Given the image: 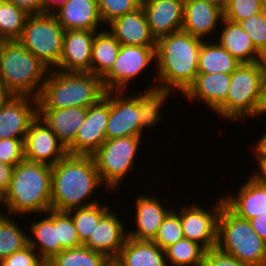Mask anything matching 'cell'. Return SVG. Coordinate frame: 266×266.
<instances>
[{"mask_svg": "<svg viewBox=\"0 0 266 266\" xmlns=\"http://www.w3.org/2000/svg\"><path fill=\"white\" fill-rule=\"evenodd\" d=\"M51 207L68 212L98 202L89 201L95 189L102 185L93 156L67 154L51 166ZM88 197V198H87ZM84 199L88 201L83 203Z\"/></svg>", "mask_w": 266, "mask_h": 266, "instance_id": "obj_1", "label": "cell"}, {"mask_svg": "<svg viewBox=\"0 0 266 266\" xmlns=\"http://www.w3.org/2000/svg\"><path fill=\"white\" fill-rule=\"evenodd\" d=\"M204 40L184 30L173 32L156 39V73L161 85L158 88L183 94L198 74L199 51Z\"/></svg>", "mask_w": 266, "mask_h": 266, "instance_id": "obj_2", "label": "cell"}, {"mask_svg": "<svg viewBox=\"0 0 266 266\" xmlns=\"http://www.w3.org/2000/svg\"><path fill=\"white\" fill-rule=\"evenodd\" d=\"M51 181L50 165L24 159L14 166L9 188L3 196L9 215L51 210Z\"/></svg>", "mask_w": 266, "mask_h": 266, "instance_id": "obj_3", "label": "cell"}, {"mask_svg": "<svg viewBox=\"0 0 266 266\" xmlns=\"http://www.w3.org/2000/svg\"><path fill=\"white\" fill-rule=\"evenodd\" d=\"M104 94L101 78L91 72L50 69L37 98L38 108H88Z\"/></svg>", "mask_w": 266, "mask_h": 266, "instance_id": "obj_4", "label": "cell"}, {"mask_svg": "<svg viewBox=\"0 0 266 266\" xmlns=\"http://www.w3.org/2000/svg\"><path fill=\"white\" fill-rule=\"evenodd\" d=\"M49 70L18 40L0 41V85L12 96L38 98Z\"/></svg>", "mask_w": 266, "mask_h": 266, "instance_id": "obj_5", "label": "cell"}, {"mask_svg": "<svg viewBox=\"0 0 266 266\" xmlns=\"http://www.w3.org/2000/svg\"><path fill=\"white\" fill-rule=\"evenodd\" d=\"M216 247L242 263L266 266V243L252 228L249 220L238 217L225 204L218 217Z\"/></svg>", "mask_w": 266, "mask_h": 266, "instance_id": "obj_6", "label": "cell"}, {"mask_svg": "<svg viewBox=\"0 0 266 266\" xmlns=\"http://www.w3.org/2000/svg\"><path fill=\"white\" fill-rule=\"evenodd\" d=\"M266 61L240 63L231 73L225 102L215 111L226 120L257 116Z\"/></svg>", "mask_w": 266, "mask_h": 266, "instance_id": "obj_7", "label": "cell"}, {"mask_svg": "<svg viewBox=\"0 0 266 266\" xmlns=\"http://www.w3.org/2000/svg\"><path fill=\"white\" fill-rule=\"evenodd\" d=\"M64 31L54 14L29 15L18 41L53 70L62 55Z\"/></svg>", "mask_w": 266, "mask_h": 266, "instance_id": "obj_8", "label": "cell"}, {"mask_svg": "<svg viewBox=\"0 0 266 266\" xmlns=\"http://www.w3.org/2000/svg\"><path fill=\"white\" fill-rule=\"evenodd\" d=\"M142 137L106 139L92 155L104 188L115 189L133 168Z\"/></svg>", "mask_w": 266, "mask_h": 266, "instance_id": "obj_9", "label": "cell"}, {"mask_svg": "<svg viewBox=\"0 0 266 266\" xmlns=\"http://www.w3.org/2000/svg\"><path fill=\"white\" fill-rule=\"evenodd\" d=\"M155 47L121 45L112 68L101 78L105 92L125 91L128 82L150 66L155 58Z\"/></svg>", "mask_w": 266, "mask_h": 266, "instance_id": "obj_10", "label": "cell"}, {"mask_svg": "<svg viewBox=\"0 0 266 266\" xmlns=\"http://www.w3.org/2000/svg\"><path fill=\"white\" fill-rule=\"evenodd\" d=\"M108 119L109 92H105L102 98L88 107L74 142L66 149L67 154L92 156L106 140Z\"/></svg>", "mask_w": 266, "mask_h": 266, "instance_id": "obj_11", "label": "cell"}, {"mask_svg": "<svg viewBox=\"0 0 266 266\" xmlns=\"http://www.w3.org/2000/svg\"><path fill=\"white\" fill-rule=\"evenodd\" d=\"M225 204L221 197L217 206L212 211L203 209L198 204L186 206L178 214L182 225L184 238L194 241L206 250L217 246L218 217L222 206Z\"/></svg>", "mask_w": 266, "mask_h": 266, "instance_id": "obj_12", "label": "cell"}, {"mask_svg": "<svg viewBox=\"0 0 266 266\" xmlns=\"http://www.w3.org/2000/svg\"><path fill=\"white\" fill-rule=\"evenodd\" d=\"M66 155L67 150L57 135L37 116L29 125L24 139L25 160L53 166Z\"/></svg>", "mask_w": 266, "mask_h": 266, "instance_id": "obj_13", "label": "cell"}, {"mask_svg": "<svg viewBox=\"0 0 266 266\" xmlns=\"http://www.w3.org/2000/svg\"><path fill=\"white\" fill-rule=\"evenodd\" d=\"M124 95V91H109V119L106 139L142 137L138 102L134 96L127 98Z\"/></svg>", "mask_w": 266, "mask_h": 266, "instance_id": "obj_14", "label": "cell"}, {"mask_svg": "<svg viewBox=\"0 0 266 266\" xmlns=\"http://www.w3.org/2000/svg\"><path fill=\"white\" fill-rule=\"evenodd\" d=\"M37 116V98L11 96L0 109V140L25 138L29 125Z\"/></svg>", "mask_w": 266, "mask_h": 266, "instance_id": "obj_15", "label": "cell"}, {"mask_svg": "<svg viewBox=\"0 0 266 266\" xmlns=\"http://www.w3.org/2000/svg\"><path fill=\"white\" fill-rule=\"evenodd\" d=\"M96 32L65 30L62 55L55 69L63 72H91V52Z\"/></svg>", "mask_w": 266, "mask_h": 266, "instance_id": "obj_16", "label": "cell"}, {"mask_svg": "<svg viewBox=\"0 0 266 266\" xmlns=\"http://www.w3.org/2000/svg\"><path fill=\"white\" fill-rule=\"evenodd\" d=\"M141 6L155 39L182 30L184 0H142Z\"/></svg>", "mask_w": 266, "mask_h": 266, "instance_id": "obj_17", "label": "cell"}, {"mask_svg": "<svg viewBox=\"0 0 266 266\" xmlns=\"http://www.w3.org/2000/svg\"><path fill=\"white\" fill-rule=\"evenodd\" d=\"M109 31L120 45L156 46L143 7L116 18L109 24Z\"/></svg>", "mask_w": 266, "mask_h": 266, "instance_id": "obj_18", "label": "cell"}, {"mask_svg": "<svg viewBox=\"0 0 266 266\" xmlns=\"http://www.w3.org/2000/svg\"><path fill=\"white\" fill-rule=\"evenodd\" d=\"M123 227L115 212L110 210L99 221L84 246L106 255L113 261L128 237V233L124 231Z\"/></svg>", "mask_w": 266, "mask_h": 266, "instance_id": "obj_19", "label": "cell"}, {"mask_svg": "<svg viewBox=\"0 0 266 266\" xmlns=\"http://www.w3.org/2000/svg\"><path fill=\"white\" fill-rule=\"evenodd\" d=\"M87 109L85 107L38 108V116L57 135L59 142L67 149L75 140L83 124Z\"/></svg>", "mask_w": 266, "mask_h": 266, "instance_id": "obj_20", "label": "cell"}, {"mask_svg": "<svg viewBox=\"0 0 266 266\" xmlns=\"http://www.w3.org/2000/svg\"><path fill=\"white\" fill-rule=\"evenodd\" d=\"M53 14L64 30L98 31L103 24L97 0H68Z\"/></svg>", "mask_w": 266, "mask_h": 266, "instance_id": "obj_21", "label": "cell"}, {"mask_svg": "<svg viewBox=\"0 0 266 266\" xmlns=\"http://www.w3.org/2000/svg\"><path fill=\"white\" fill-rule=\"evenodd\" d=\"M223 19V10L220 7L202 0H184L182 30L194 37L203 38L211 35L219 21Z\"/></svg>", "mask_w": 266, "mask_h": 266, "instance_id": "obj_22", "label": "cell"}, {"mask_svg": "<svg viewBox=\"0 0 266 266\" xmlns=\"http://www.w3.org/2000/svg\"><path fill=\"white\" fill-rule=\"evenodd\" d=\"M225 205L238 217L252 219L266 212V184L251 175L234 195L223 196Z\"/></svg>", "mask_w": 266, "mask_h": 266, "instance_id": "obj_23", "label": "cell"}, {"mask_svg": "<svg viewBox=\"0 0 266 266\" xmlns=\"http://www.w3.org/2000/svg\"><path fill=\"white\" fill-rule=\"evenodd\" d=\"M136 225L135 232L130 231L128 237L135 240L153 241L157 236L159 228L166 216L173 210L165 209L161 201L154 195L148 197L145 195L138 196L135 202Z\"/></svg>", "mask_w": 266, "mask_h": 266, "instance_id": "obj_24", "label": "cell"}, {"mask_svg": "<svg viewBox=\"0 0 266 266\" xmlns=\"http://www.w3.org/2000/svg\"><path fill=\"white\" fill-rule=\"evenodd\" d=\"M230 80L231 74L198 73L183 95L189 100L202 99L208 107L216 111L226 100Z\"/></svg>", "mask_w": 266, "mask_h": 266, "instance_id": "obj_25", "label": "cell"}, {"mask_svg": "<svg viewBox=\"0 0 266 266\" xmlns=\"http://www.w3.org/2000/svg\"><path fill=\"white\" fill-rule=\"evenodd\" d=\"M114 266H167L165 250L153 241L135 240L127 237Z\"/></svg>", "mask_w": 266, "mask_h": 266, "instance_id": "obj_26", "label": "cell"}, {"mask_svg": "<svg viewBox=\"0 0 266 266\" xmlns=\"http://www.w3.org/2000/svg\"><path fill=\"white\" fill-rule=\"evenodd\" d=\"M223 30L218 44L224 47L240 63H254L266 61V59L255 49L252 39L243 30L239 23L223 18ZM224 23V24H223Z\"/></svg>", "mask_w": 266, "mask_h": 266, "instance_id": "obj_27", "label": "cell"}, {"mask_svg": "<svg viewBox=\"0 0 266 266\" xmlns=\"http://www.w3.org/2000/svg\"><path fill=\"white\" fill-rule=\"evenodd\" d=\"M44 214L48 217H43V220H37L30 226L35 238L28 235V244L35 251L39 249V257L47 263L61 252V244L57 234V211L51 209Z\"/></svg>", "mask_w": 266, "mask_h": 266, "instance_id": "obj_28", "label": "cell"}, {"mask_svg": "<svg viewBox=\"0 0 266 266\" xmlns=\"http://www.w3.org/2000/svg\"><path fill=\"white\" fill-rule=\"evenodd\" d=\"M120 47L109 30L96 32L91 52V73L102 78L115 63Z\"/></svg>", "mask_w": 266, "mask_h": 266, "instance_id": "obj_29", "label": "cell"}, {"mask_svg": "<svg viewBox=\"0 0 266 266\" xmlns=\"http://www.w3.org/2000/svg\"><path fill=\"white\" fill-rule=\"evenodd\" d=\"M240 65L224 47L217 43L202 42L199 51L198 73H226L231 74Z\"/></svg>", "mask_w": 266, "mask_h": 266, "instance_id": "obj_30", "label": "cell"}, {"mask_svg": "<svg viewBox=\"0 0 266 266\" xmlns=\"http://www.w3.org/2000/svg\"><path fill=\"white\" fill-rule=\"evenodd\" d=\"M141 92L134 97L138 102V113L140 116L142 130L155 126L161 118V106L165 103L171 91L156 86L148 88L145 93Z\"/></svg>", "mask_w": 266, "mask_h": 266, "instance_id": "obj_31", "label": "cell"}, {"mask_svg": "<svg viewBox=\"0 0 266 266\" xmlns=\"http://www.w3.org/2000/svg\"><path fill=\"white\" fill-rule=\"evenodd\" d=\"M112 260L106 255L82 245L64 249L56 254L46 266H111Z\"/></svg>", "mask_w": 266, "mask_h": 266, "instance_id": "obj_32", "label": "cell"}, {"mask_svg": "<svg viewBox=\"0 0 266 266\" xmlns=\"http://www.w3.org/2000/svg\"><path fill=\"white\" fill-rule=\"evenodd\" d=\"M110 211L109 206L104 204L103 206L97 202L95 204L75 208L68 213L71 215L74 226L77 230L80 243L84 245L93 230L98 225L99 221ZM75 212V213H73Z\"/></svg>", "mask_w": 266, "mask_h": 266, "instance_id": "obj_33", "label": "cell"}, {"mask_svg": "<svg viewBox=\"0 0 266 266\" xmlns=\"http://www.w3.org/2000/svg\"><path fill=\"white\" fill-rule=\"evenodd\" d=\"M206 251L200 244L183 238L165 249L167 266H202Z\"/></svg>", "mask_w": 266, "mask_h": 266, "instance_id": "obj_34", "label": "cell"}, {"mask_svg": "<svg viewBox=\"0 0 266 266\" xmlns=\"http://www.w3.org/2000/svg\"><path fill=\"white\" fill-rule=\"evenodd\" d=\"M29 14L14 4L0 0V41L18 40Z\"/></svg>", "mask_w": 266, "mask_h": 266, "instance_id": "obj_35", "label": "cell"}, {"mask_svg": "<svg viewBox=\"0 0 266 266\" xmlns=\"http://www.w3.org/2000/svg\"><path fill=\"white\" fill-rule=\"evenodd\" d=\"M18 226L13 218L0 214V260L28 245V234Z\"/></svg>", "mask_w": 266, "mask_h": 266, "instance_id": "obj_36", "label": "cell"}, {"mask_svg": "<svg viewBox=\"0 0 266 266\" xmlns=\"http://www.w3.org/2000/svg\"><path fill=\"white\" fill-rule=\"evenodd\" d=\"M184 238L180 216L173 210L166 216L161 224L153 242L165 250L172 244Z\"/></svg>", "mask_w": 266, "mask_h": 266, "instance_id": "obj_37", "label": "cell"}, {"mask_svg": "<svg viewBox=\"0 0 266 266\" xmlns=\"http://www.w3.org/2000/svg\"><path fill=\"white\" fill-rule=\"evenodd\" d=\"M141 2L142 0H97L99 14L105 25L139 8Z\"/></svg>", "mask_w": 266, "mask_h": 266, "instance_id": "obj_38", "label": "cell"}, {"mask_svg": "<svg viewBox=\"0 0 266 266\" xmlns=\"http://www.w3.org/2000/svg\"><path fill=\"white\" fill-rule=\"evenodd\" d=\"M261 0H227L223 18L232 22L241 21L260 12Z\"/></svg>", "mask_w": 266, "mask_h": 266, "instance_id": "obj_39", "label": "cell"}, {"mask_svg": "<svg viewBox=\"0 0 266 266\" xmlns=\"http://www.w3.org/2000/svg\"><path fill=\"white\" fill-rule=\"evenodd\" d=\"M252 39L255 49L266 59V21L259 12L239 23Z\"/></svg>", "mask_w": 266, "mask_h": 266, "instance_id": "obj_40", "label": "cell"}, {"mask_svg": "<svg viewBox=\"0 0 266 266\" xmlns=\"http://www.w3.org/2000/svg\"><path fill=\"white\" fill-rule=\"evenodd\" d=\"M57 234L61 251L82 246L71 215L68 212L57 211Z\"/></svg>", "mask_w": 266, "mask_h": 266, "instance_id": "obj_41", "label": "cell"}, {"mask_svg": "<svg viewBox=\"0 0 266 266\" xmlns=\"http://www.w3.org/2000/svg\"><path fill=\"white\" fill-rule=\"evenodd\" d=\"M24 139L5 138L0 140V162L13 167L24 160Z\"/></svg>", "mask_w": 266, "mask_h": 266, "instance_id": "obj_42", "label": "cell"}, {"mask_svg": "<svg viewBox=\"0 0 266 266\" xmlns=\"http://www.w3.org/2000/svg\"><path fill=\"white\" fill-rule=\"evenodd\" d=\"M35 252L28 244L3 260L7 263V266H46V263Z\"/></svg>", "mask_w": 266, "mask_h": 266, "instance_id": "obj_43", "label": "cell"}, {"mask_svg": "<svg viewBox=\"0 0 266 266\" xmlns=\"http://www.w3.org/2000/svg\"><path fill=\"white\" fill-rule=\"evenodd\" d=\"M202 266H251L242 263L235 257L220 251L217 247L207 250Z\"/></svg>", "mask_w": 266, "mask_h": 266, "instance_id": "obj_44", "label": "cell"}, {"mask_svg": "<svg viewBox=\"0 0 266 266\" xmlns=\"http://www.w3.org/2000/svg\"><path fill=\"white\" fill-rule=\"evenodd\" d=\"M254 148H256L253 151L256 153L255 158H257L258 169L260 171L253 172L252 174L257 180L266 184V144L260 139Z\"/></svg>", "mask_w": 266, "mask_h": 266, "instance_id": "obj_45", "label": "cell"}, {"mask_svg": "<svg viewBox=\"0 0 266 266\" xmlns=\"http://www.w3.org/2000/svg\"><path fill=\"white\" fill-rule=\"evenodd\" d=\"M16 7L23 9L29 15L43 14L42 0H6Z\"/></svg>", "mask_w": 266, "mask_h": 266, "instance_id": "obj_46", "label": "cell"}, {"mask_svg": "<svg viewBox=\"0 0 266 266\" xmlns=\"http://www.w3.org/2000/svg\"><path fill=\"white\" fill-rule=\"evenodd\" d=\"M12 165H7L2 162H0V194L4 196V194L7 192L10 180L12 176Z\"/></svg>", "mask_w": 266, "mask_h": 266, "instance_id": "obj_47", "label": "cell"}, {"mask_svg": "<svg viewBox=\"0 0 266 266\" xmlns=\"http://www.w3.org/2000/svg\"><path fill=\"white\" fill-rule=\"evenodd\" d=\"M249 222L255 232L266 243V212L256 216L255 218L249 219Z\"/></svg>", "mask_w": 266, "mask_h": 266, "instance_id": "obj_48", "label": "cell"}, {"mask_svg": "<svg viewBox=\"0 0 266 266\" xmlns=\"http://www.w3.org/2000/svg\"><path fill=\"white\" fill-rule=\"evenodd\" d=\"M266 114V71L261 83V95L257 109V116Z\"/></svg>", "mask_w": 266, "mask_h": 266, "instance_id": "obj_49", "label": "cell"}, {"mask_svg": "<svg viewBox=\"0 0 266 266\" xmlns=\"http://www.w3.org/2000/svg\"><path fill=\"white\" fill-rule=\"evenodd\" d=\"M68 0H42L43 2V14L44 13H54V10L60 8ZM55 6V8H54Z\"/></svg>", "mask_w": 266, "mask_h": 266, "instance_id": "obj_50", "label": "cell"}, {"mask_svg": "<svg viewBox=\"0 0 266 266\" xmlns=\"http://www.w3.org/2000/svg\"><path fill=\"white\" fill-rule=\"evenodd\" d=\"M11 96L12 95L3 86L0 85V109Z\"/></svg>", "mask_w": 266, "mask_h": 266, "instance_id": "obj_51", "label": "cell"}, {"mask_svg": "<svg viewBox=\"0 0 266 266\" xmlns=\"http://www.w3.org/2000/svg\"><path fill=\"white\" fill-rule=\"evenodd\" d=\"M206 3L212 4L214 6L220 7L222 10H224L227 0H202Z\"/></svg>", "mask_w": 266, "mask_h": 266, "instance_id": "obj_52", "label": "cell"}, {"mask_svg": "<svg viewBox=\"0 0 266 266\" xmlns=\"http://www.w3.org/2000/svg\"><path fill=\"white\" fill-rule=\"evenodd\" d=\"M260 13L266 21V0H261Z\"/></svg>", "mask_w": 266, "mask_h": 266, "instance_id": "obj_53", "label": "cell"}, {"mask_svg": "<svg viewBox=\"0 0 266 266\" xmlns=\"http://www.w3.org/2000/svg\"><path fill=\"white\" fill-rule=\"evenodd\" d=\"M0 266H7V263L4 260H0Z\"/></svg>", "mask_w": 266, "mask_h": 266, "instance_id": "obj_54", "label": "cell"}, {"mask_svg": "<svg viewBox=\"0 0 266 266\" xmlns=\"http://www.w3.org/2000/svg\"><path fill=\"white\" fill-rule=\"evenodd\" d=\"M261 140L266 144V134H264V136L261 137Z\"/></svg>", "mask_w": 266, "mask_h": 266, "instance_id": "obj_55", "label": "cell"}, {"mask_svg": "<svg viewBox=\"0 0 266 266\" xmlns=\"http://www.w3.org/2000/svg\"><path fill=\"white\" fill-rule=\"evenodd\" d=\"M0 204H3V196L0 194ZM0 214H2L1 212H0Z\"/></svg>", "mask_w": 266, "mask_h": 266, "instance_id": "obj_56", "label": "cell"}]
</instances>
